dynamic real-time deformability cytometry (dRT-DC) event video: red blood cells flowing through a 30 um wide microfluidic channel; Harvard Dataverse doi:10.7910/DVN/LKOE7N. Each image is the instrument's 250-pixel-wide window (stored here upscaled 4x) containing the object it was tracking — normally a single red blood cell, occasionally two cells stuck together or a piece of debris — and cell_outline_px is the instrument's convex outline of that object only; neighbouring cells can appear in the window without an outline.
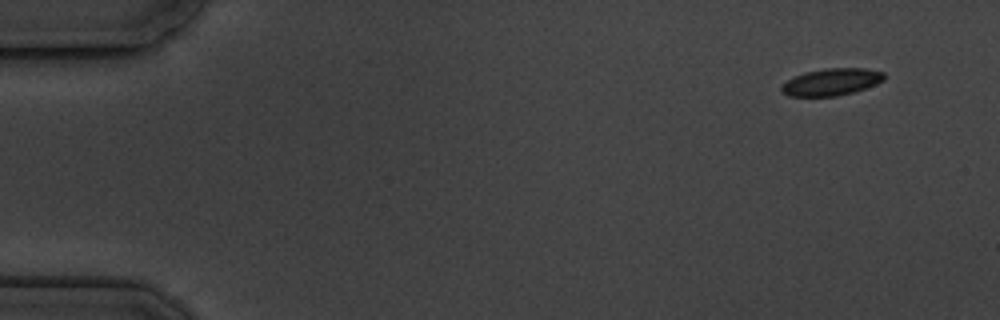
{"species": "common noctule bat (a hibernating species)", "species_latin": "Nyctalus noctula", "temperature_condition": "cold", "stored_images_in_passage": 5, "camera_frame_rate_fps": 3000, "um_per_image_px": 0.085, "animal": {"sex": "male", "body_mass_g": 19.5, "forearm_length_mm": 54.6}, "frame": {"image": 1, "passage_image": 1, "time_ms": 0.0, "image_size_px": [1000, 320], "cell_outline_px": [[884, 80], [876, 84], [852, 92], [836, 96], [788, 96], [780, 92], [780, 88], [788, 80], [804, 72], [824, 68], [868, 68], [884, 72]], "centroid_in_image_um": [70.67, 6.96], "position_along_channel_um": 14.3, "area_um2": 16.13}}
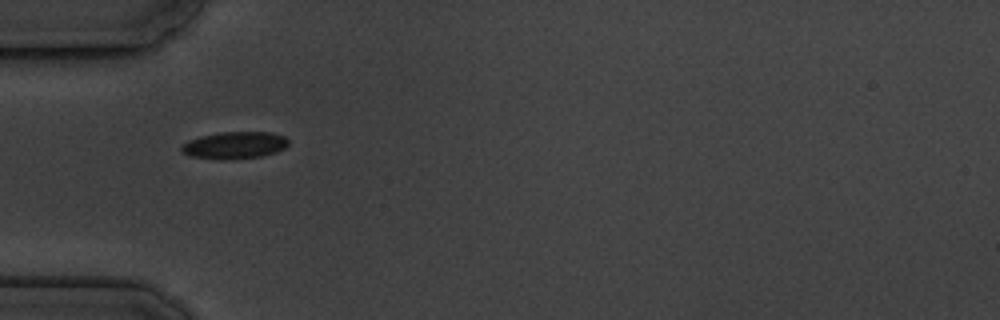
{"frame": {"image": 2, "passage_image": 5, "time_ms": 4.667, "image_size_px": [1000, 320], "cell_outline_px": [[288, 144], [284, 148], [276, 152], [260, 156], [220, 160], [188, 156], [180, 152], [180, 144], [188, 140], [200, 136], [220, 132], [272, 132], [284, 136], [288, 140]], "centroid_in_image_um": [19.87, 12.34], "position_along_channel_um": 65.1, "area_um2": 17.05}}